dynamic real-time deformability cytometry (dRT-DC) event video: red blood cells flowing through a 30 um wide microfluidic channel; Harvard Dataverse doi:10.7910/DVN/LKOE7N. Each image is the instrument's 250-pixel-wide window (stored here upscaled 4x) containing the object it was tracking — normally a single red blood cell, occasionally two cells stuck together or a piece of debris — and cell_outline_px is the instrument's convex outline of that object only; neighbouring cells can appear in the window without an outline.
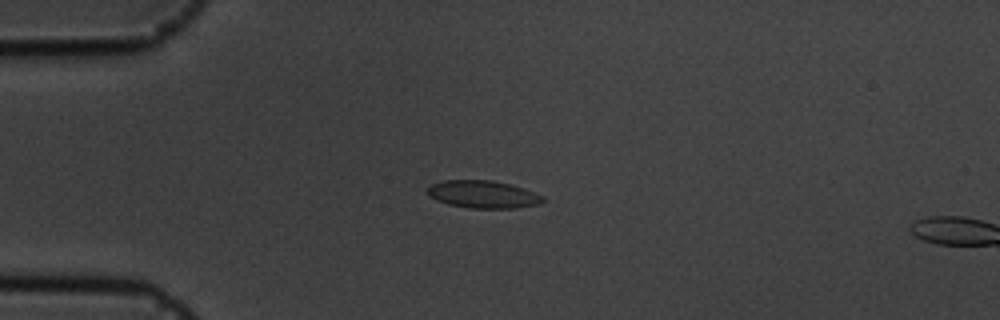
{"species": "common noctule bat (a hibernating species)", "species_latin": "Nyctalus noctula", "temperature_condition": "cold", "stored_images_in_passage": 15, "camera_frame_rate_fps": 3000, "um_per_image_px": 0.085, "animal": {"sex": "male", "body_mass_g": 19.5, "forearm_length_mm": 54.6}, "frame": {"image": 1, "passage_image": 13, "time_ms": 4.0, "image_size_px": [1000, 320], "cell_outline_px": [[544, 200], [540, 204], [516, 208], [468, 208], [448, 204], [436, 200], [428, 196], [428, 188], [432, 184], [444, 180], [492, 180], [524, 188], [544, 196]], "centroid_in_image_um": [41.06, 16.52], "position_along_channel_um": 43.9, "area_um2": 18.55}}